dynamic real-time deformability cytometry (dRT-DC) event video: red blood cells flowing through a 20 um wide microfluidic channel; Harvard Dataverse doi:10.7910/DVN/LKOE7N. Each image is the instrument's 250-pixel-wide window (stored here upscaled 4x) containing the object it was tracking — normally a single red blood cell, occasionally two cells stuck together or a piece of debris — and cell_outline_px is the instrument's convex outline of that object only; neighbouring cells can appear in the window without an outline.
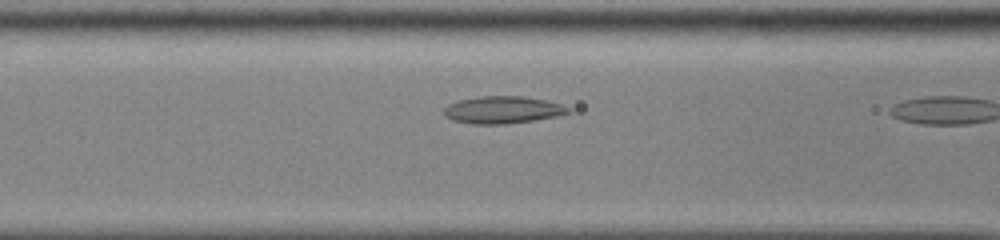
{"species": "common noctule bat (a hibernating species)", "species_latin": "Nyctalus noctula", "temperature_condition": "cold", "stored_images_in_passage": 10, "camera_frame_rate_fps": 3000, "um_per_image_px": 0.085, "animal": {"sex": "male", "body_mass_g": 13.0, "forearm_length_mm": 53.1}, "frame": {"image": 1, "passage_image": 9, "time_ms": 2.667, "image_size_px": [1000, 240], "cell_outline_px": [[572, 112], [556, 116], [508, 124], [472, 124], [452, 120], [444, 116], [444, 108], [448, 104], [460, 100], [480, 96], [524, 96], [544, 100], [560, 104], [572, 108]], "centroid_in_image_um": [42.72, 9.34], "position_along_channel_um": 123.9, "area_um2": 19.77}}